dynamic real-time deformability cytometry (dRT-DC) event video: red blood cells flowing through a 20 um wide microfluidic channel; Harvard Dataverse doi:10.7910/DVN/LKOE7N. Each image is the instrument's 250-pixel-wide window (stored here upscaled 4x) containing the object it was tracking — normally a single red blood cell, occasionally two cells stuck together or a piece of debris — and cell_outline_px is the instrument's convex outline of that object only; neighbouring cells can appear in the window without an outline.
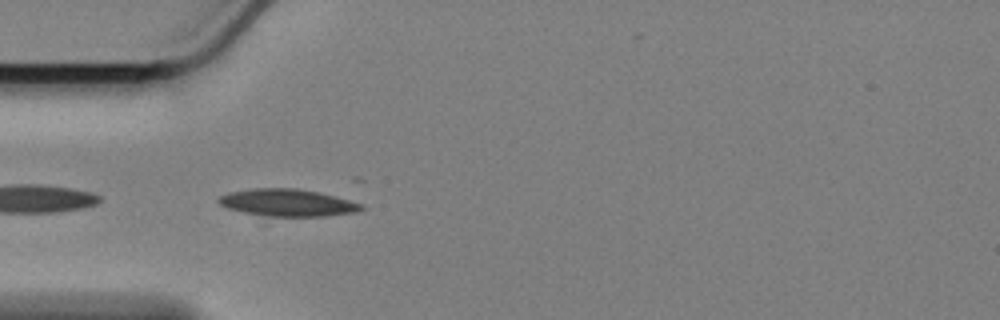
{"species": "Egyptian fruit bat (a non-hibernating species)", "species_latin": "Rousettus aegyptiacus", "temperature_condition": "cold", "stored_images_in_passage": 8, "camera_frame_rate_fps": 3000, "um_per_image_px": 0.085, "animal": {"sex": "female"}, "frame": {"image": 1, "passage_image": 2, "time_ms": 0.333, "image_size_px": [1000, 320], "cell_outline_px": [[364, 208], [356, 212], [324, 216], [268, 216], [244, 212], [228, 208], [220, 204], [216, 200], [220, 196], [232, 192], [256, 188], [296, 188], [320, 192], [336, 196], [364, 204]], "centroid_in_image_um": [24.49, 17.22], "position_along_channel_um": 60.5, "area_um2": 22.48}}
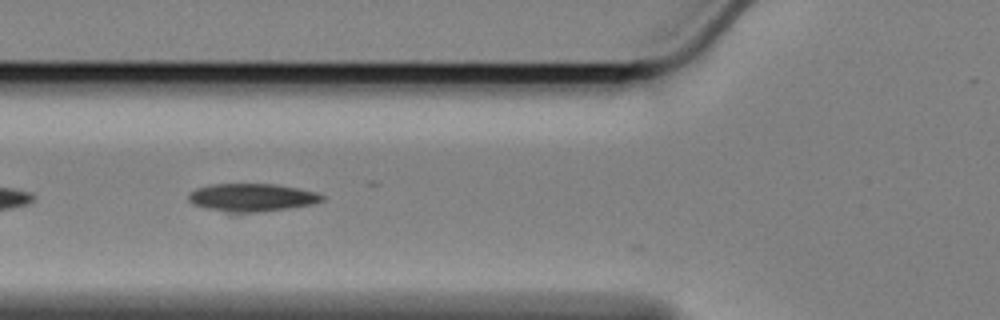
{"frame": {"image": 2, "passage_image": 6, "time_ms": 1.667, "image_size_px": [1000, 320], "cell_outline_px": [[324, 200], [312, 204], [288, 208], [236, 216], [232, 216], [192, 204], [188, 200], [188, 192], [196, 188], [212, 184], [272, 184], [296, 188], [316, 192], [324, 196]], "centroid_in_image_um": [21.31, 16.83], "position_along_channel_um": 104.5, "area_um2": 22.48}}